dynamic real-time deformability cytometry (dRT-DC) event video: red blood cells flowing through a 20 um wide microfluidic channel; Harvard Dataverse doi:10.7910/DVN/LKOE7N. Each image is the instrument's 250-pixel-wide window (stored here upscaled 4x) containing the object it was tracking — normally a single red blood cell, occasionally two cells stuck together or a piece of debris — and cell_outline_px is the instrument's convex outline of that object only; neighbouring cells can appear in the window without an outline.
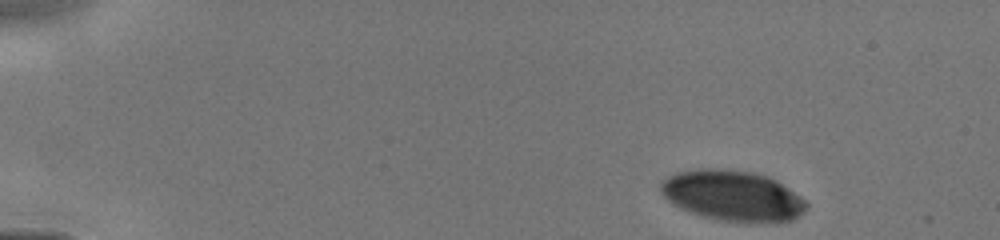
{"species": "human", "species_latin": "Homo sapiens", "temperature_condition": "cold", "stored_images_in_passage": 10, "camera_frame_rate_fps": 3000, "um_per_image_px": 0.085, "donor": {"sex": "male"}, "frame": {"image": 1, "passage_image": 1, "time_ms": 0.0, "image_size_px": [1000, 240], "cell_outline_px": [[808, 208], [800, 216], [792, 220], [760, 224], [744, 224], [720, 220], [700, 216], [668, 200], [664, 196], [660, 188], [660, 184], [668, 176], [676, 172], [696, 168], [720, 168], [752, 172], [768, 176], [776, 180], [800, 196], [808, 204]], "centroid_in_image_um": [62.32, 16.65], "position_along_channel_um": 22.7, "area_um2": 43.41}}
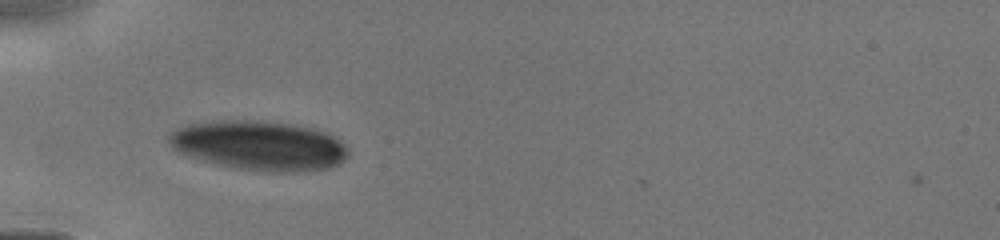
{"frame": {"image": 2, "passage_image": 6, "time_ms": 3.333, "image_size_px": [1000, 240], "cell_outline_px": [[348, 156], [340, 164], [328, 168], [296, 172], [268, 172], [212, 164], [188, 156], [172, 148], [168, 140], [168, 132], [176, 128], [188, 124], [212, 120], [256, 120], [292, 124], [312, 128], [328, 132], [336, 136], [348, 148]], "centroid_in_image_um": [22.03, 12.36], "position_along_channel_um": 63.0, "area_um2": 52.42}}
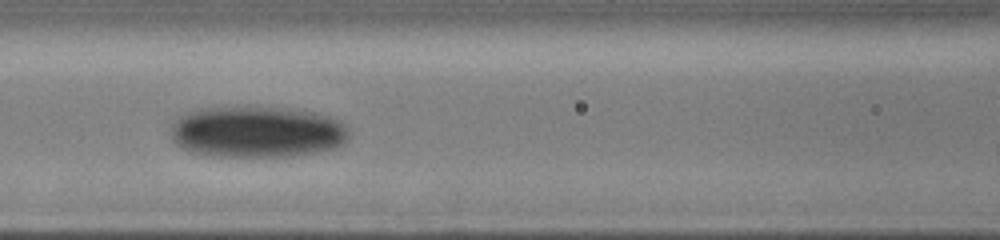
{"frame": {"image": 3, "passage_image": 9, "time_ms": 5.333, "image_size_px": [1000, 240], "cell_outline_px": [[348, 140], [344, 144], [336, 148], [316, 152], [292, 156], [212, 156], [192, 152], [180, 148], [172, 140], [172, 124], [180, 116], [188, 112], [200, 108], [232, 104], [248, 104], [292, 108], [320, 112], [332, 116], [340, 120], [348, 128]], "centroid_in_image_um": [21.87, 11.15], "position_along_channel_um": 144.7, "area_um2": 55.26}}